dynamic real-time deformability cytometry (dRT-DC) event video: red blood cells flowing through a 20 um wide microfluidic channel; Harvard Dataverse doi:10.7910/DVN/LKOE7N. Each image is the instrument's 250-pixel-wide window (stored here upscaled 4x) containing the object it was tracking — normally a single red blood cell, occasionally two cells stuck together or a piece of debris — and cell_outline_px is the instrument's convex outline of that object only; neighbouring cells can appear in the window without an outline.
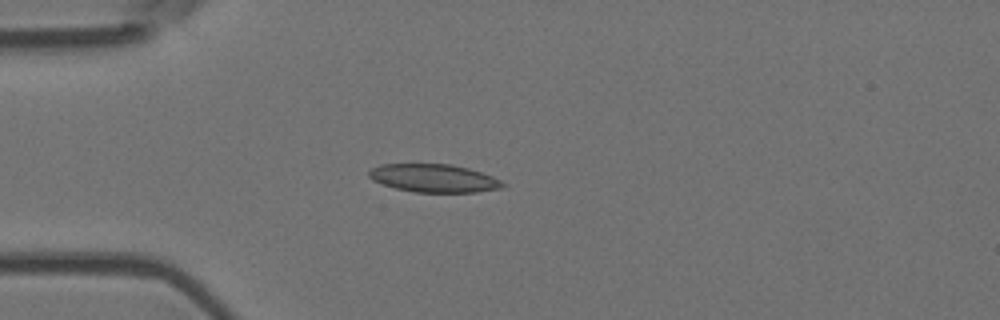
{"species": "Egyptian fruit bat (a non-hibernating species)", "species_latin": "Rousettus aegyptiacus", "temperature_condition": "room temperature", "stored_images_in_passage": 3, "camera_frame_rate_fps": 3000, "um_per_image_px": 0.085, "animal": {"sex": "female"}, "frame": {"image": 1, "passage_image": 3, "time_ms": 0.667, "image_size_px": [1000, 320], "cell_outline_px": [[508, 184], [500, 188], [476, 192], [412, 192], [396, 188], [372, 180], [368, 176], [368, 172], [372, 168], [380, 164], [452, 164], [468, 168], [492, 176]], "centroid_in_image_um": [36.87, 15.14], "position_along_channel_um": 48.1, "area_um2": 21.85}}